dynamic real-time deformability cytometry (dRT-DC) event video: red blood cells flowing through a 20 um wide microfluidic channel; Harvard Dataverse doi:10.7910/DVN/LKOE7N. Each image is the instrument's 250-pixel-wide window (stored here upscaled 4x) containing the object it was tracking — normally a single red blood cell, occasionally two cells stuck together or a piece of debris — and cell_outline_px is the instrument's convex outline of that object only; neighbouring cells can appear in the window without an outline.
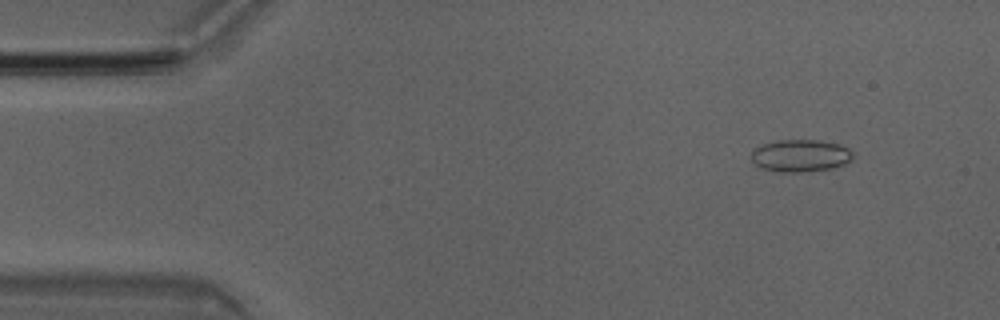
{"species": "Egyptian fruit bat (a non-hibernating species)", "species_latin": "Rousettus aegyptiacus", "temperature_condition": "room temperature", "stored_images_in_passage": 50, "camera_frame_rate_fps": 3000, "um_per_image_px": 0.085, "animal": {"sex": "male"}, "frame": {"image": 1, "passage_image": 5, "time_ms": 1.333, "image_size_px": [1000, 320], "cell_outline_px": [[852, 160], [844, 164], [832, 168], [800, 172], [780, 172], [760, 168], [752, 160], [752, 152], [760, 144], [776, 140], [820, 140], [840, 144], [848, 148], [852, 152]], "centroid_in_image_um": [68.03, 13.22], "position_along_channel_um": 17.0, "area_um2": 19.19}}
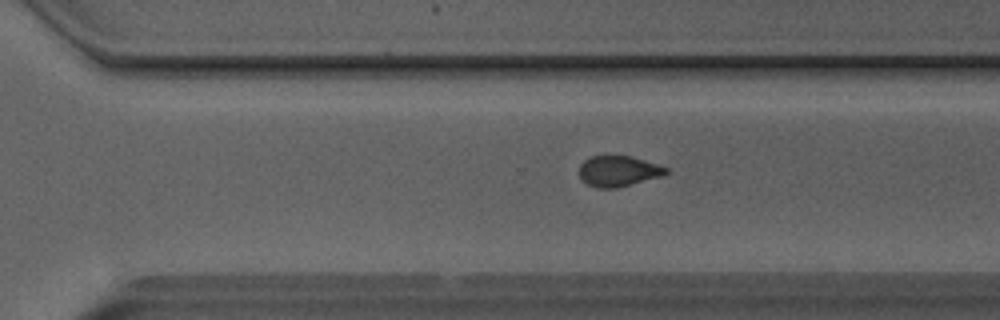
{"frame": {"image": 2, "passage_image": 34, "time_ms": 11.0, "image_size_px": [1000, 320], "cell_outline_px": [[668, 172], [660, 176], [616, 188], [596, 188], [588, 184], [580, 176], [580, 164], [584, 160], [592, 156], [632, 156], [668, 168]], "centroid_in_image_um": [52.54, 14.54], "position_along_channel_um": 318.1, "area_um2": 15.2}}
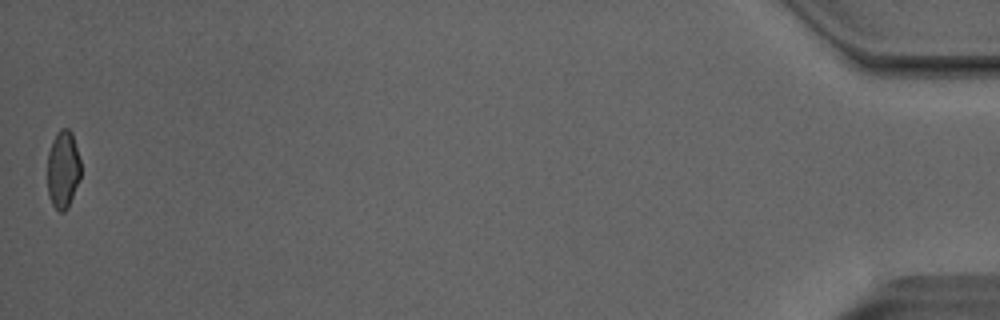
{"frame": {"image": 3, "passage_image": 50, "time_ms": 16.333, "image_size_px": [1000, 320], "cell_outline_px": [[80, 180], [68, 208], [64, 212], [60, 212], [52, 204], [48, 196], [48, 152], [52, 140], [56, 132], [60, 128], [68, 128], [72, 132], [80, 160]], "centroid_in_image_um": [5.36, 14.4], "position_along_channel_um": 429.8, "area_um2": 15.32}, "authors_computed_cell_mechanics": {"area_um2": 16.5597, "velocity_mm_per_s": 4.0429, "shape_relaxation_time_tau1_ms": null, "shape_relaxation_time_tau2_ms": 1.2409, "deformation_change_tau1": null, "deformation_change_tau2": 0.0701}}